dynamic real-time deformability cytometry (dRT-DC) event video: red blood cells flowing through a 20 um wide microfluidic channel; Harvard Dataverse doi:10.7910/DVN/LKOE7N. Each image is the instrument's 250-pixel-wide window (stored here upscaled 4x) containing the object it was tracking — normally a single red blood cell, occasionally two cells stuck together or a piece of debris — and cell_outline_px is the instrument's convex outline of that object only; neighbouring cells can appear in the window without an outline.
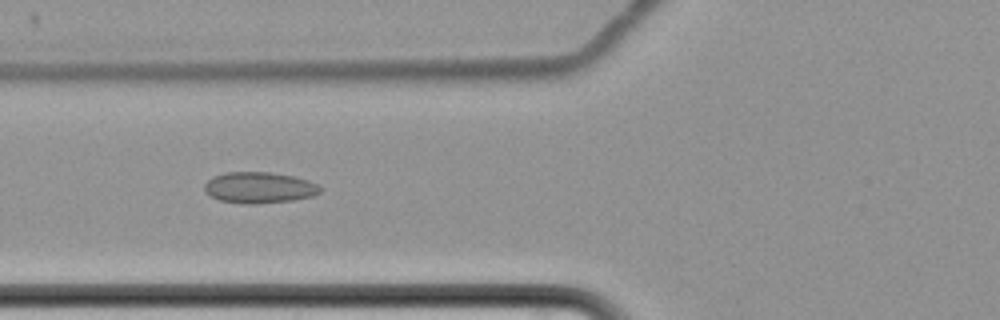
{"species": "common noctule bat (a hibernating species)", "species_latin": "Nyctalus noctula", "temperature_condition": "cold", "stored_images_in_passage": 8, "camera_frame_rate_fps": 3000, "um_per_image_px": 0.085, "animal": {"sex": "female", "body_mass_g": 22.7, "forearm_length_mm": 54.2}, "frame": {"image": 1, "passage_image": 7, "time_ms": 8.333, "image_size_px": [1000, 320], "cell_outline_px": [[320, 192], [312, 196], [292, 200], [256, 204], [240, 204], [220, 200], [204, 192], [204, 184], [212, 176], [224, 172], [272, 172], [292, 176], [308, 180], [320, 184]], "centroid_in_image_um": [22.01, 15.94], "position_along_channel_um": 103.8, "area_um2": 21.15}}
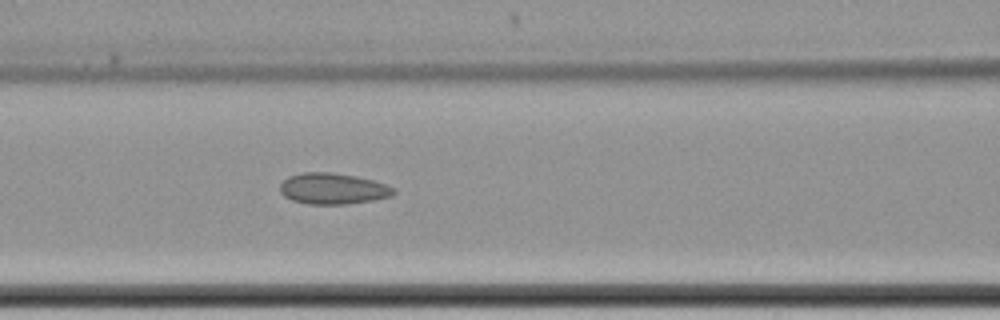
{"frame": {"image": 2, "passage_image": 8, "time_ms": 9.333, "image_size_px": [1000, 320], "cell_outline_px": [[396, 192], [392, 196], [372, 200], [344, 204], [308, 204], [292, 200], [284, 196], [280, 192], [280, 184], [288, 176], [300, 172], [332, 172], [356, 176], [372, 180], [396, 188]], "centroid_in_image_um": [28.28, 16.03], "position_along_channel_um": 138.3, "area_um2": 20.63}}